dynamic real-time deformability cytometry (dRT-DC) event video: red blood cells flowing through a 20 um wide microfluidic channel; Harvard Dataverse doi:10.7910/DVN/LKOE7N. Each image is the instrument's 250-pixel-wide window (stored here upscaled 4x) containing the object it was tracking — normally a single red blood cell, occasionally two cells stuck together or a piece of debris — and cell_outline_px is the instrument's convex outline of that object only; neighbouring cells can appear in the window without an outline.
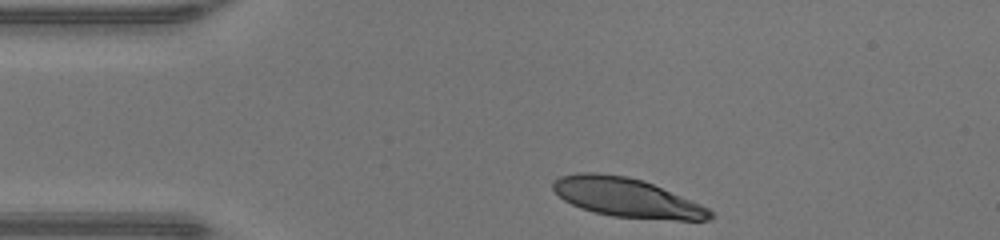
{"species": "human", "species_latin": "Homo sapiens", "temperature_condition": "warm", "stored_images_in_passage": 31, "camera_frame_rate_fps": 3000, "um_per_image_px": 0.085, "donor": {"sex": "male"}, "frame": {"image": 1, "passage_image": 1, "time_ms": 0.0, "image_size_px": [1000, 240], "cell_outline_px": [[712, 216], [708, 220], [676, 220], [612, 216], [580, 208], [564, 200], [552, 188], [552, 184], [560, 176], [584, 172], [588, 172], [624, 176], [640, 180], [652, 184], [708, 208], [712, 212]], "centroid_in_image_um": [53.24, 16.81], "position_along_channel_um": 31.8, "area_um2": 34.85}}
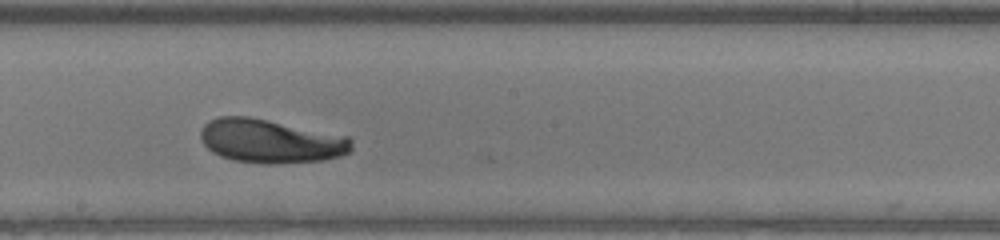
{"frame": {"image": 2, "passage_image": 18, "time_ms": 5.667, "image_size_px": [1000, 240], "cell_outline_px": [[352, 148], [348, 152], [340, 156], [324, 160], [272, 164], [264, 164], [232, 160], [220, 156], [212, 152], [204, 144], [200, 136], [200, 132], [204, 124], [220, 116], [248, 116], [348, 136], [352, 140]], "centroid_in_image_um": [22.99, 12.0], "position_along_channel_um": 225.2, "area_um2": 38.44}}
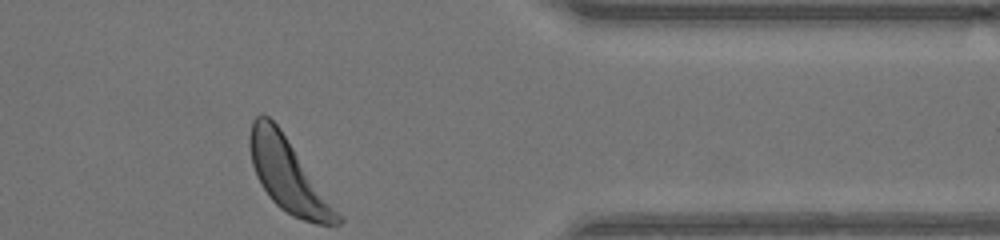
{"frame": {"image": 3, "passage_image": 31, "time_ms": 10.0, "image_size_px": [1000, 240], "cell_outline_px": [[344, 220], [340, 224], [316, 224], [292, 216], [280, 208], [268, 196], [260, 184], [256, 176], [252, 164], [248, 144], [248, 136], [252, 120], [260, 112], [268, 116], [280, 128], [344, 216]], "centroid_in_image_um": [24.51, 14.89], "position_along_channel_um": 386.9, "area_um2": 37.74}, "authors_computed_cell_mechanics": {"area_um2": 37.4544, "velocity_mm_per_s": 4.2339, "shape_relaxation_time_tau1_ms": 2.6246, "shape_relaxation_time_tau2_ms": 3.5223, "deformation_change_tau1": 0.1269, "deformation_change_tau2": 0.104}}